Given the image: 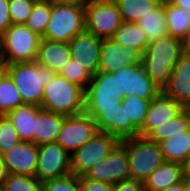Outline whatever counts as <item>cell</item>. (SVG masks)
Segmentation results:
<instances>
[{"label":"cell","mask_w":190,"mask_h":191,"mask_svg":"<svg viewBox=\"0 0 190 191\" xmlns=\"http://www.w3.org/2000/svg\"><path fill=\"white\" fill-rule=\"evenodd\" d=\"M182 53L181 41L167 35L149 42L142 54L141 62L146 74L163 89Z\"/></svg>","instance_id":"cell-1"},{"label":"cell","mask_w":190,"mask_h":191,"mask_svg":"<svg viewBox=\"0 0 190 191\" xmlns=\"http://www.w3.org/2000/svg\"><path fill=\"white\" fill-rule=\"evenodd\" d=\"M3 69L13 79L24 104L41 107L44 88L53 80L56 72L42 67L36 61L16 62L4 65Z\"/></svg>","instance_id":"cell-2"},{"label":"cell","mask_w":190,"mask_h":191,"mask_svg":"<svg viewBox=\"0 0 190 191\" xmlns=\"http://www.w3.org/2000/svg\"><path fill=\"white\" fill-rule=\"evenodd\" d=\"M41 107L65 116L84 113L85 90L57 73L44 88Z\"/></svg>","instance_id":"cell-3"},{"label":"cell","mask_w":190,"mask_h":191,"mask_svg":"<svg viewBox=\"0 0 190 191\" xmlns=\"http://www.w3.org/2000/svg\"><path fill=\"white\" fill-rule=\"evenodd\" d=\"M42 37L31 32L24 24H12L0 36V62L9 65L16 62H33Z\"/></svg>","instance_id":"cell-4"},{"label":"cell","mask_w":190,"mask_h":191,"mask_svg":"<svg viewBox=\"0 0 190 191\" xmlns=\"http://www.w3.org/2000/svg\"><path fill=\"white\" fill-rule=\"evenodd\" d=\"M129 159L131 179L144 183L148 176L166 160L159 143L136 136L121 140Z\"/></svg>","instance_id":"cell-5"},{"label":"cell","mask_w":190,"mask_h":191,"mask_svg":"<svg viewBox=\"0 0 190 191\" xmlns=\"http://www.w3.org/2000/svg\"><path fill=\"white\" fill-rule=\"evenodd\" d=\"M85 31V9L52 2L51 16L43 39L68 43Z\"/></svg>","instance_id":"cell-6"},{"label":"cell","mask_w":190,"mask_h":191,"mask_svg":"<svg viewBox=\"0 0 190 191\" xmlns=\"http://www.w3.org/2000/svg\"><path fill=\"white\" fill-rule=\"evenodd\" d=\"M84 9L85 31L99 38H112L123 22L114 0H92Z\"/></svg>","instance_id":"cell-7"},{"label":"cell","mask_w":190,"mask_h":191,"mask_svg":"<svg viewBox=\"0 0 190 191\" xmlns=\"http://www.w3.org/2000/svg\"><path fill=\"white\" fill-rule=\"evenodd\" d=\"M121 141L107 132H97L82 147L71 154V173L83 176L101 162Z\"/></svg>","instance_id":"cell-8"},{"label":"cell","mask_w":190,"mask_h":191,"mask_svg":"<svg viewBox=\"0 0 190 191\" xmlns=\"http://www.w3.org/2000/svg\"><path fill=\"white\" fill-rule=\"evenodd\" d=\"M124 98L112 72L98 71L85 90V109H111Z\"/></svg>","instance_id":"cell-9"},{"label":"cell","mask_w":190,"mask_h":191,"mask_svg":"<svg viewBox=\"0 0 190 191\" xmlns=\"http://www.w3.org/2000/svg\"><path fill=\"white\" fill-rule=\"evenodd\" d=\"M71 173V154L57 142L38 145L35 177L41 182L53 180Z\"/></svg>","instance_id":"cell-10"},{"label":"cell","mask_w":190,"mask_h":191,"mask_svg":"<svg viewBox=\"0 0 190 191\" xmlns=\"http://www.w3.org/2000/svg\"><path fill=\"white\" fill-rule=\"evenodd\" d=\"M124 97L136 95L146 100L155 98L162 89L146 74L142 62L112 72Z\"/></svg>","instance_id":"cell-11"},{"label":"cell","mask_w":190,"mask_h":191,"mask_svg":"<svg viewBox=\"0 0 190 191\" xmlns=\"http://www.w3.org/2000/svg\"><path fill=\"white\" fill-rule=\"evenodd\" d=\"M98 131L95 119L84 113L66 116L56 142L72 154L82 147Z\"/></svg>","instance_id":"cell-12"},{"label":"cell","mask_w":190,"mask_h":191,"mask_svg":"<svg viewBox=\"0 0 190 191\" xmlns=\"http://www.w3.org/2000/svg\"><path fill=\"white\" fill-rule=\"evenodd\" d=\"M84 176L91 180L111 184L131 179L125 146L120 142L107 157L95 164Z\"/></svg>","instance_id":"cell-13"},{"label":"cell","mask_w":190,"mask_h":191,"mask_svg":"<svg viewBox=\"0 0 190 191\" xmlns=\"http://www.w3.org/2000/svg\"><path fill=\"white\" fill-rule=\"evenodd\" d=\"M84 112L95 119L98 131L107 132L120 141L140 136L132 122H127V113L121 103L111 109H85Z\"/></svg>","instance_id":"cell-14"},{"label":"cell","mask_w":190,"mask_h":191,"mask_svg":"<svg viewBox=\"0 0 190 191\" xmlns=\"http://www.w3.org/2000/svg\"><path fill=\"white\" fill-rule=\"evenodd\" d=\"M102 38L84 31L75 35L69 42L71 59L78 63L93 77L99 70Z\"/></svg>","instance_id":"cell-15"},{"label":"cell","mask_w":190,"mask_h":191,"mask_svg":"<svg viewBox=\"0 0 190 191\" xmlns=\"http://www.w3.org/2000/svg\"><path fill=\"white\" fill-rule=\"evenodd\" d=\"M7 174L35 176L38 145L23 141L3 154Z\"/></svg>","instance_id":"cell-16"},{"label":"cell","mask_w":190,"mask_h":191,"mask_svg":"<svg viewBox=\"0 0 190 191\" xmlns=\"http://www.w3.org/2000/svg\"><path fill=\"white\" fill-rule=\"evenodd\" d=\"M162 92L184 108H190V54H181Z\"/></svg>","instance_id":"cell-17"},{"label":"cell","mask_w":190,"mask_h":191,"mask_svg":"<svg viewBox=\"0 0 190 191\" xmlns=\"http://www.w3.org/2000/svg\"><path fill=\"white\" fill-rule=\"evenodd\" d=\"M185 108L162 91L150 101L140 136L146 137L153 129L174 119Z\"/></svg>","instance_id":"cell-18"},{"label":"cell","mask_w":190,"mask_h":191,"mask_svg":"<svg viewBox=\"0 0 190 191\" xmlns=\"http://www.w3.org/2000/svg\"><path fill=\"white\" fill-rule=\"evenodd\" d=\"M141 58L142 55L138 51L122 47L112 38L102 39L98 71L114 72L119 68L141 62Z\"/></svg>","instance_id":"cell-19"},{"label":"cell","mask_w":190,"mask_h":191,"mask_svg":"<svg viewBox=\"0 0 190 191\" xmlns=\"http://www.w3.org/2000/svg\"><path fill=\"white\" fill-rule=\"evenodd\" d=\"M70 59L68 43L41 39L35 61L42 67L59 73Z\"/></svg>","instance_id":"cell-20"},{"label":"cell","mask_w":190,"mask_h":191,"mask_svg":"<svg viewBox=\"0 0 190 191\" xmlns=\"http://www.w3.org/2000/svg\"><path fill=\"white\" fill-rule=\"evenodd\" d=\"M184 179L183 165L165 161L144 181V191H164Z\"/></svg>","instance_id":"cell-21"},{"label":"cell","mask_w":190,"mask_h":191,"mask_svg":"<svg viewBox=\"0 0 190 191\" xmlns=\"http://www.w3.org/2000/svg\"><path fill=\"white\" fill-rule=\"evenodd\" d=\"M65 115L54 113L40 107L35 120L34 144L56 142Z\"/></svg>","instance_id":"cell-22"},{"label":"cell","mask_w":190,"mask_h":191,"mask_svg":"<svg viewBox=\"0 0 190 191\" xmlns=\"http://www.w3.org/2000/svg\"><path fill=\"white\" fill-rule=\"evenodd\" d=\"M39 108V106L23 104L6 114L21 140L34 143L35 120Z\"/></svg>","instance_id":"cell-23"},{"label":"cell","mask_w":190,"mask_h":191,"mask_svg":"<svg viewBox=\"0 0 190 191\" xmlns=\"http://www.w3.org/2000/svg\"><path fill=\"white\" fill-rule=\"evenodd\" d=\"M112 39L118 42L122 47L132 48L141 55L149 44L143 29L134 22L123 21L114 33Z\"/></svg>","instance_id":"cell-24"},{"label":"cell","mask_w":190,"mask_h":191,"mask_svg":"<svg viewBox=\"0 0 190 191\" xmlns=\"http://www.w3.org/2000/svg\"><path fill=\"white\" fill-rule=\"evenodd\" d=\"M159 144L166 161L183 164L190 155V129L183 134L171 135Z\"/></svg>","instance_id":"cell-25"},{"label":"cell","mask_w":190,"mask_h":191,"mask_svg":"<svg viewBox=\"0 0 190 191\" xmlns=\"http://www.w3.org/2000/svg\"><path fill=\"white\" fill-rule=\"evenodd\" d=\"M169 35L180 41L190 32V11L164 2Z\"/></svg>","instance_id":"cell-26"},{"label":"cell","mask_w":190,"mask_h":191,"mask_svg":"<svg viewBox=\"0 0 190 191\" xmlns=\"http://www.w3.org/2000/svg\"><path fill=\"white\" fill-rule=\"evenodd\" d=\"M190 129V108L182 110L174 119L153 129L146 137L160 143L171 135L183 134Z\"/></svg>","instance_id":"cell-27"},{"label":"cell","mask_w":190,"mask_h":191,"mask_svg":"<svg viewBox=\"0 0 190 191\" xmlns=\"http://www.w3.org/2000/svg\"><path fill=\"white\" fill-rule=\"evenodd\" d=\"M144 31L148 42L163 38L169 35L162 1L151 14H147L136 22Z\"/></svg>","instance_id":"cell-28"},{"label":"cell","mask_w":190,"mask_h":191,"mask_svg":"<svg viewBox=\"0 0 190 191\" xmlns=\"http://www.w3.org/2000/svg\"><path fill=\"white\" fill-rule=\"evenodd\" d=\"M120 10L122 20L136 23L151 14L163 0H114Z\"/></svg>","instance_id":"cell-29"},{"label":"cell","mask_w":190,"mask_h":191,"mask_svg":"<svg viewBox=\"0 0 190 191\" xmlns=\"http://www.w3.org/2000/svg\"><path fill=\"white\" fill-rule=\"evenodd\" d=\"M23 104V99L13 79L3 69L0 72V115L7 114Z\"/></svg>","instance_id":"cell-30"},{"label":"cell","mask_w":190,"mask_h":191,"mask_svg":"<svg viewBox=\"0 0 190 191\" xmlns=\"http://www.w3.org/2000/svg\"><path fill=\"white\" fill-rule=\"evenodd\" d=\"M150 101L136 95L122 99L121 104L126 110L127 122H132L138 130L143 127Z\"/></svg>","instance_id":"cell-31"},{"label":"cell","mask_w":190,"mask_h":191,"mask_svg":"<svg viewBox=\"0 0 190 191\" xmlns=\"http://www.w3.org/2000/svg\"><path fill=\"white\" fill-rule=\"evenodd\" d=\"M51 9V1L35 2L33 5L32 13L24 25L31 32H34L42 37L50 20Z\"/></svg>","instance_id":"cell-32"},{"label":"cell","mask_w":190,"mask_h":191,"mask_svg":"<svg viewBox=\"0 0 190 191\" xmlns=\"http://www.w3.org/2000/svg\"><path fill=\"white\" fill-rule=\"evenodd\" d=\"M0 186L4 191H42V183L31 175L7 174Z\"/></svg>","instance_id":"cell-33"},{"label":"cell","mask_w":190,"mask_h":191,"mask_svg":"<svg viewBox=\"0 0 190 191\" xmlns=\"http://www.w3.org/2000/svg\"><path fill=\"white\" fill-rule=\"evenodd\" d=\"M58 74L84 90L92 80V76L78 63L77 59H70Z\"/></svg>","instance_id":"cell-34"},{"label":"cell","mask_w":190,"mask_h":191,"mask_svg":"<svg viewBox=\"0 0 190 191\" xmlns=\"http://www.w3.org/2000/svg\"><path fill=\"white\" fill-rule=\"evenodd\" d=\"M20 142L19 134L9 117L6 114L0 115V154L3 155Z\"/></svg>","instance_id":"cell-35"},{"label":"cell","mask_w":190,"mask_h":191,"mask_svg":"<svg viewBox=\"0 0 190 191\" xmlns=\"http://www.w3.org/2000/svg\"><path fill=\"white\" fill-rule=\"evenodd\" d=\"M35 2L31 0H9V14L12 24H25Z\"/></svg>","instance_id":"cell-36"},{"label":"cell","mask_w":190,"mask_h":191,"mask_svg":"<svg viewBox=\"0 0 190 191\" xmlns=\"http://www.w3.org/2000/svg\"><path fill=\"white\" fill-rule=\"evenodd\" d=\"M42 191H80L79 177L70 173L66 176L45 181Z\"/></svg>","instance_id":"cell-37"},{"label":"cell","mask_w":190,"mask_h":191,"mask_svg":"<svg viewBox=\"0 0 190 191\" xmlns=\"http://www.w3.org/2000/svg\"><path fill=\"white\" fill-rule=\"evenodd\" d=\"M80 191H114V184L79 176Z\"/></svg>","instance_id":"cell-38"},{"label":"cell","mask_w":190,"mask_h":191,"mask_svg":"<svg viewBox=\"0 0 190 191\" xmlns=\"http://www.w3.org/2000/svg\"><path fill=\"white\" fill-rule=\"evenodd\" d=\"M12 25L9 0H0V36Z\"/></svg>","instance_id":"cell-39"},{"label":"cell","mask_w":190,"mask_h":191,"mask_svg":"<svg viewBox=\"0 0 190 191\" xmlns=\"http://www.w3.org/2000/svg\"><path fill=\"white\" fill-rule=\"evenodd\" d=\"M114 191H144L143 183L128 179L114 184Z\"/></svg>","instance_id":"cell-40"},{"label":"cell","mask_w":190,"mask_h":191,"mask_svg":"<svg viewBox=\"0 0 190 191\" xmlns=\"http://www.w3.org/2000/svg\"><path fill=\"white\" fill-rule=\"evenodd\" d=\"M92 0H51V2L60 5L78 6L85 8Z\"/></svg>","instance_id":"cell-41"},{"label":"cell","mask_w":190,"mask_h":191,"mask_svg":"<svg viewBox=\"0 0 190 191\" xmlns=\"http://www.w3.org/2000/svg\"><path fill=\"white\" fill-rule=\"evenodd\" d=\"M163 2L190 11V0H163Z\"/></svg>","instance_id":"cell-42"},{"label":"cell","mask_w":190,"mask_h":191,"mask_svg":"<svg viewBox=\"0 0 190 191\" xmlns=\"http://www.w3.org/2000/svg\"><path fill=\"white\" fill-rule=\"evenodd\" d=\"M164 191H188L187 184L185 182V179H183L181 182H178L172 186H169Z\"/></svg>","instance_id":"cell-43"},{"label":"cell","mask_w":190,"mask_h":191,"mask_svg":"<svg viewBox=\"0 0 190 191\" xmlns=\"http://www.w3.org/2000/svg\"><path fill=\"white\" fill-rule=\"evenodd\" d=\"M183 53L190 54V32L181 41Z\"/></svg>","instance_id":"cell-44"},{"label":"cell","mask_w":190,"mask_h":191,"mask_svg":"<svg viewBox=\"0 0 190 191\" xmlns=\"http://www.w3.org/2000/svg\"><path fill=\"white\" fill-rule=\"evenodd\" d=\"M6 175H7V171L5 168L4 157H3V155L0 154V184Z\"/></svg>","instance_id":"cell-45"},{"label":"cell","mask_w":190,"mask_h":191,"mask_svg":"<svg viewBox=\"0 0 190 191\" xmlns=\"http://www.w3.org/2000/svg\"><path fill=\"white\" fill-rule=\"evenodd\" d=\"M183 175H190V155L183 162Z\"/></svg>","instance_id":"cell-46"},{"label":"cell","mask_w":190,"mask_h":191,"mask_svg":"<svg viewBox=\"0 0 190 191\" xmlns=\"http://www.w3.org/2000/svg\"><path fill=\"white\" fill-rule=\"evenodd\" d=\"M185 182L188 187V191H190V175H184Z\"/></svg>","instance_id":"cell-47"},{"label":"cell","mask_w":190,"mask_h":191,"mask_svg":"<svg viewBox=\"0 0 190 191\" xmlns=\"http://www.w3.org/2000/svg\"><path fill=\"white\" fill-rule=\"evenodd\" d=\"M33 2H45V1H51V0H31Z\"/></svg>","instance_id":"cell-48"},{"label":"cell","mask_w":190,"mask_h":191,"mask_svg":"<svg viewBox=\"0 0 190 191\" xmlns=\"http://www.w3.org/2000/svg\"><path fill=\"white\" fill-rule=\"evenodd\" d=\"M3 70V65L0 62V72Z\"/></svg>","instance_id":"cell-49"}]
</instances>
